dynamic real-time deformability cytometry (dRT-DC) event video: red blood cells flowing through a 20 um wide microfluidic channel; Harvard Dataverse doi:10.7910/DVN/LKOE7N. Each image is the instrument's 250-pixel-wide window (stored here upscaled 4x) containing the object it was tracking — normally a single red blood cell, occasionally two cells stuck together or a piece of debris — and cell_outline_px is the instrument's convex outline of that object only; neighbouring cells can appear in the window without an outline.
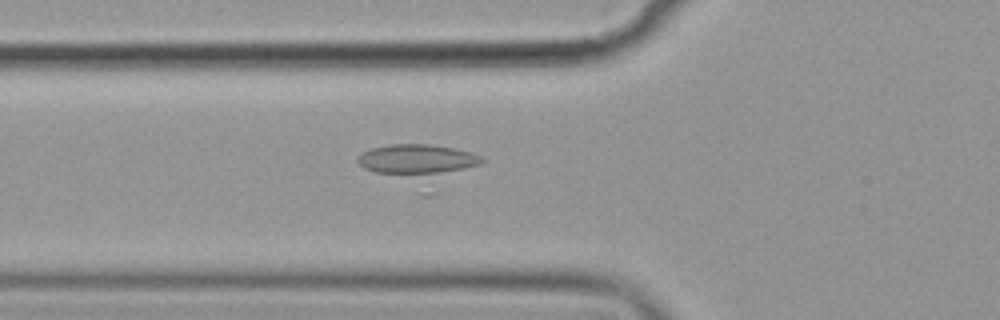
{"species": "common noctule bat (a hibernating species)", "species_latin": "Nyctalus noctula", "temperature_condition": "cold", "stored_images_in_passage": 59, "camera_frame_rate_fps": 3000, "um_per_image_px": 0.085, "animal": {"sex": "female", "body_mass_g": 19.9}, "frame": {"image": 1, "passage_image": 23, "time_ms": 7.333, "image_size_px": [1000, 320], "cell_outline_px": [[484, 160], [480, 164], [432, 176], [420, 176], [376, 172], [364, 168], [356, 160], [356, 156], [360, 152], [372, 148], [392, 144], [432, 144], [456, 148], [472, 152], [480, 156]], "centroid_in_image_um": [35.43, 13.55], "position_along_channel_um": 90.4, "area_um2": 22.14}}
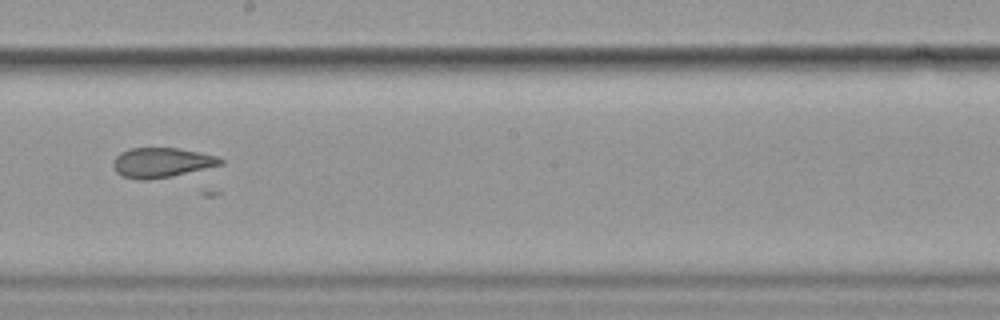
{"frame": {"image": 2, "passage_image": 35, "time_ms": 11.333, "image_size_px": [1000, 320], "cell_outline_px": [[224, 164], [172, 176], [148, 180], [136, 180], [120, 176], [116, 172], [112, 164], [116, 156], [120, 152], [128, 148], [176, 148], [200, 152], [216, 156], [224, 160]], "centroid_in_image_um": [13.7, 13.82], "position_along_channel_um": 234.5, "area_um2": 18.79}}
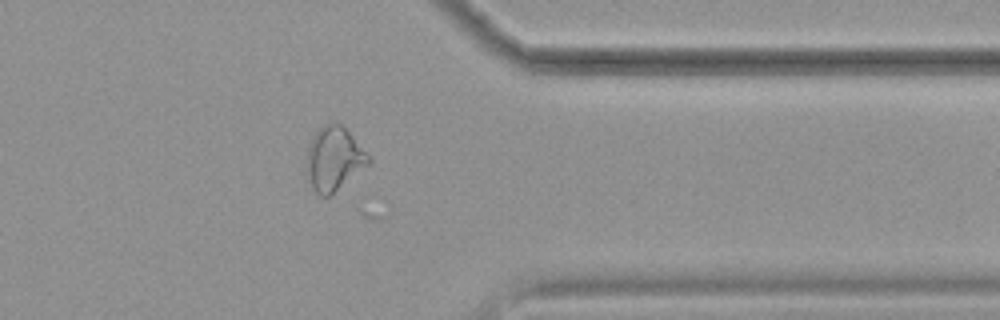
{"frame": {"image": 3, "passage_image": 48, "time_ms": 15.667, "image_size_px": [1000, 320], "cell_outline_px": [[372, 160], [368, 164], [328, 196], [320, 196], [312, 188], [304, 176], [304, 168], [308, 144], [312, 136], [324, 124], [340, 124], [352, 136]], "centroid_in_image_um": [28.29, 13.51], "position_along_channel_um": 383.1, "area_um2": 22.83}, "authors_computed_cell_mechanics": {"area_um2": 19.5364, "velocity_mm_per_s": 3.5933, "shape_relaxation_time_tau1_ms": null, "shape_relaxation_time_tau2_ms": 1.8616, "deformation_change_tau1": null, "deformation_change_tau2": 0.0951}}